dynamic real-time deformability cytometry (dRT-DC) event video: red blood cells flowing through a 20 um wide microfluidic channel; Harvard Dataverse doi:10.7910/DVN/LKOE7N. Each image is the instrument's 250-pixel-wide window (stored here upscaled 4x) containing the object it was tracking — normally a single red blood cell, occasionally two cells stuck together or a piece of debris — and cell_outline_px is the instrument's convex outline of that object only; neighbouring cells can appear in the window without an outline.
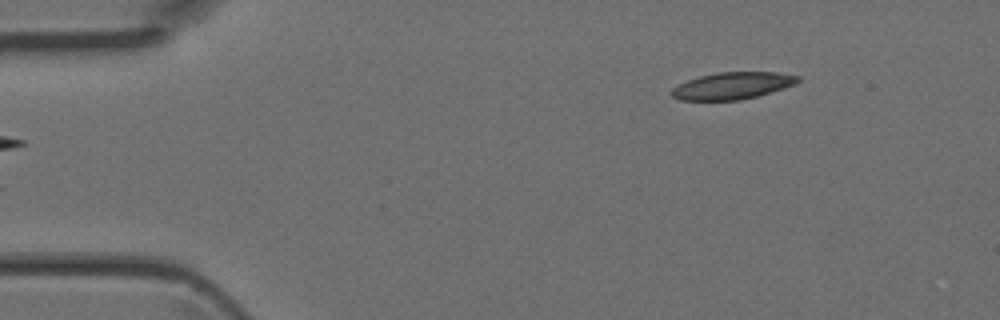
{"species": "Egyptian fruit bat (a non-hibernating species)", "species_latin": "Rousettus aegyptiacus", "temperature_condition": "room temperature", "stored_images_in_passage": 39, "camera_frame_rate_fps": 3000, "um_per_image_px": 0.085, "animal": {"sex": "female"}, "frame": {"image": 1, "passage_image": 1, "time_ms": 0.0, "image_size_px": [1000, 320], "cell_outline_px": [[800, 80], [796, 84], [784, 88], [756, 96], [740, 100], [680, 100], [672, 96], [668, 92], [672, 88], [688, 80], [700, 76], [716, 72], [776, 72], [800, 76]], "centroid_in_image_um": [62.25, 7.28], "position_along_channel_um": 22.7, "area_um2": 19.83}}
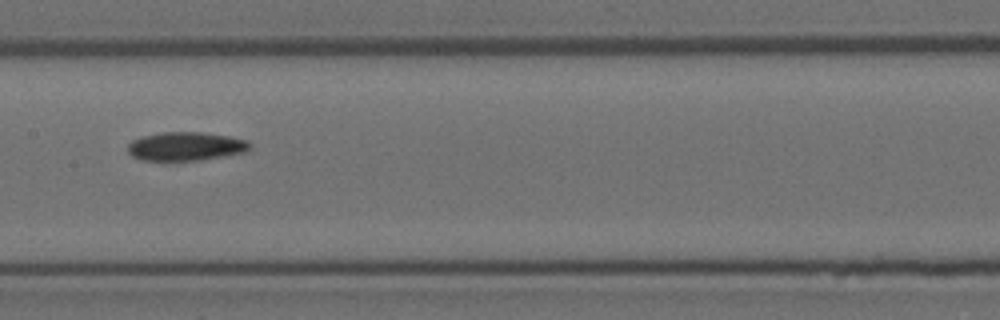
{"frame": {"image": 2, "passage_image": 17, "time_ms": 5.333, "image_size_px": [1000, 320], "cell_outline_px": [[252, 148], [248, 152], [200, 160], [140, 160], [132, 156], [128, 152], [128, 144], [132, 140], [144, 136], [164, 132], [200, 132], [228, 136], [248, 140], [252, 144]], "centroid_in_image_um": [15.84, 12.44], "position_along_channel_um": 191.6, "area_um2": 20.46}}
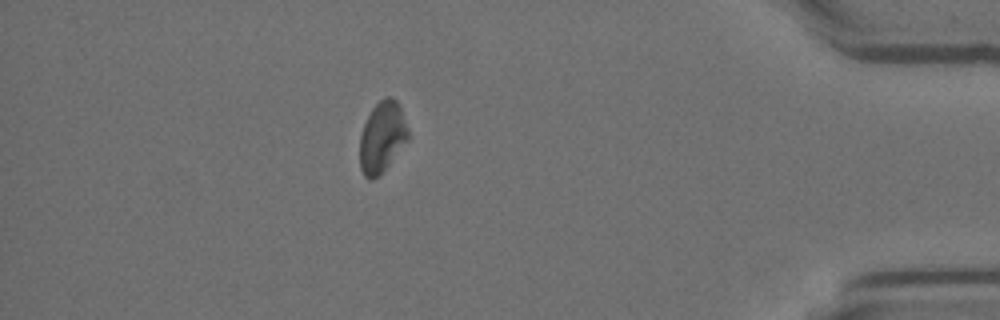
{"frame": {"image": 3, "passage_image": 34, "time_ms": 11.0, "image_size_px": [1000, 320], "cell_outline_px": [[408, 140], [380, 176], [372, 180], [368, 180], [364, 176], [360, 168], [360, 136], [364, 124], [372, 108], [384, 96], [392, 96], [400, 104], [408, 128]], "centroid_in_image_um": [32.49, 11.66], "position_along_channel_um": 402.7, "area_um2": 20.23}}